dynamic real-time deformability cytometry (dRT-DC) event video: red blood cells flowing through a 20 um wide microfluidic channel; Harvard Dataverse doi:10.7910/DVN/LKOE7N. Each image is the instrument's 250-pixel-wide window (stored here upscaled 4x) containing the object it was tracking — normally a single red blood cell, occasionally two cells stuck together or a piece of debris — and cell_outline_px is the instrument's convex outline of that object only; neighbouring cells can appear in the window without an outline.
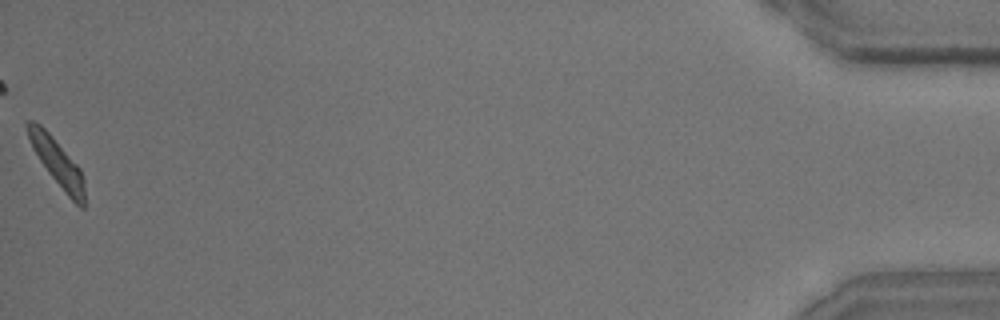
{"species": "common noctule bat (a hibernating species)", "species_latin": "Nyctalus noctula", "temperature_condition": "room temperature", "stored_images_in_passage": 49, "camera_frame_rate_fps": 3000, "um_per_image_px": 0.085, "animal": {"sex": "male", "body_mass_g": 15.6}, "frame": {"image": 1, "passage_image": 49, "time_ms": 16.0, "image_size_px": [1000, 320], "cell_outline_px": [[84, 208], [80, 208], [68, 196], [48, 172], [32, 148], [24, 124], [28, 120], [32, 120], [40, 124], [52, 136], [80, 168], [84, 180]], "centroid_in_image_um": [4.84, 13.78], "position_along_channel_um": 430.4, "area_um2": 15.37}, "authors_computed_cell_mechanics": {"area_um2": 15.895, "velocity_mm_per_s": 4.0415, "shape_relaxation_time_tau1_ms": 3.9874, "shape_relaxation_time_tau2_ms": 7.623, "deformation_change_tau1": 0.1592, "deformation_change_tau2": 0.1685}}